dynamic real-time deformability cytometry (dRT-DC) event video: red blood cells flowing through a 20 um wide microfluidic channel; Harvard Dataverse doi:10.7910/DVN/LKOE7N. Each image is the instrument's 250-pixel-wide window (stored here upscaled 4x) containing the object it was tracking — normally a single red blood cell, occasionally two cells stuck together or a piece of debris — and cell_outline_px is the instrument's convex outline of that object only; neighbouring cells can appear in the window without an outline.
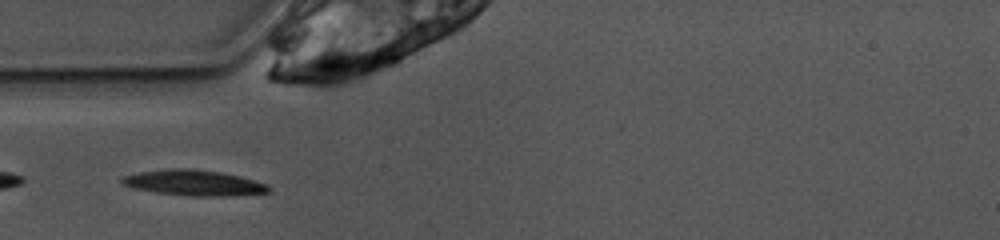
{"species": "common noctule bat (a hibernating species)", "species_latin": "Nyctalus noctula", "temperature_condition": "warm", "stored_images_in_passage": 22, "camera_frame_rate_fps": 3000, "um_per_image_px": 0.085, "animal": {"sex": "female", "body_mass_g": 10.0, "forearm_length_mm": 53.1}, "frame": {"image": 1, "passage_image": 1, "time_ms": 0.0, "image_size_px": [1000, 240], "cell_outline_px": [[272, 192], [228, 196], [192, 196], [156, 192], [132, 188], [124, 184], [120, 180], [120, 176], [140, 172], [168, 168], [188, 168], [220, 172], [240, 176], [264, 184]], "centroid_in_image_um": [16.42, 15.53], "position_along_channel_um": 68.6, "area_um2": 21.73}}
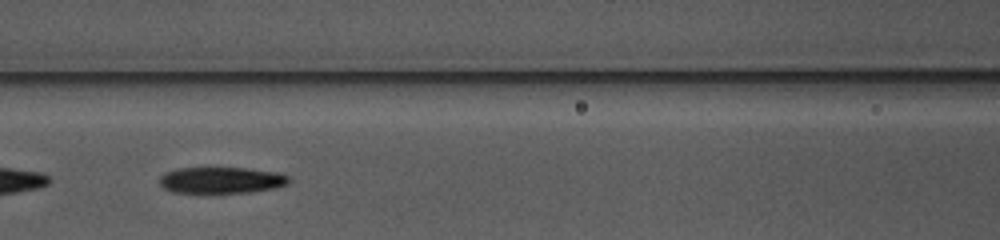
{"frame": {"image": 2, "passage_image": 7, "time_ms": 2.0, "image_size_px": [1000, 240], "cell_outline_px": [[288, 184], [276, 188], [248, 192], [172, 192], [164, 188], [160, 184], [160, 176], [164, 172], [176, 168], [244, 168], [276, 172], [288, 176]], "centroid_in_image_um": [18.78, 15.31], "position_along_channel_um": 147.8, "area_um2": 19.65}}
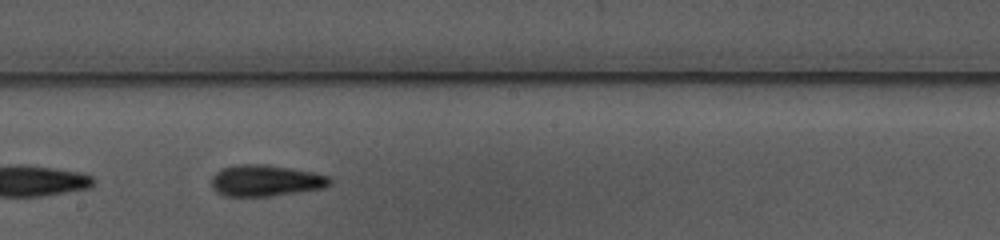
{"frame": {"image": 3, "passage_image": 13, "time_ms": 4.0, "image_size_px": [1000, 240], "cell_outline_px": [[332, 184], [324, 188], [268, 196], [224, 196], [216, 192], [212, 188], [208, 180], [220, 168], [236, 164], [264, 164], [312, 172], [332, 176]], "centroid_in_image_um": [22.54, 15.34], "position_along_channel_um": 225.7, "area_um2": 21.91}}